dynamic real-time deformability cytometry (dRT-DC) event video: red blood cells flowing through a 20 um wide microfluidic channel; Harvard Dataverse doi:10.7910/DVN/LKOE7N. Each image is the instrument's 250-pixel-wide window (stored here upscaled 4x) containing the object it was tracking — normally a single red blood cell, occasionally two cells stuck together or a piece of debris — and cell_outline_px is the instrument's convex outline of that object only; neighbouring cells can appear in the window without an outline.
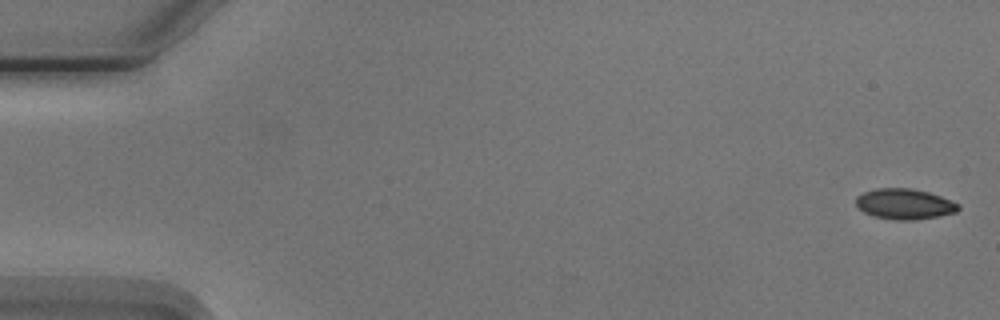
{"species": "Egyptian fruit bat (a non-hibernating species)", "species_latin": "Rousettus aegyptiacus", "temperature_condition": "cold", "stored_images_in_passage": 6, "camera_frame_rate_fps": 3000, "um_per_image_px": 0.085, "animal": {"sex": "male"}, "frame": {"image": 1, "passage_image": 1, "time_ms": 0.0, "image_size_px": [1000, 320], "cell_outline_px": [[960, 208], [956, 212], [936, 216], [912, 220], [896, 220], [876, 216], [864, 212], [856, 204], [856, 196], [864, 192], [876, 188], [912, 188], [928, 192], [940, 196], [960, 204]], "centroid_in_image_um": [76.89, 17.33], "position_along_channel_um": 8.1, "area_um2": 18.03}}